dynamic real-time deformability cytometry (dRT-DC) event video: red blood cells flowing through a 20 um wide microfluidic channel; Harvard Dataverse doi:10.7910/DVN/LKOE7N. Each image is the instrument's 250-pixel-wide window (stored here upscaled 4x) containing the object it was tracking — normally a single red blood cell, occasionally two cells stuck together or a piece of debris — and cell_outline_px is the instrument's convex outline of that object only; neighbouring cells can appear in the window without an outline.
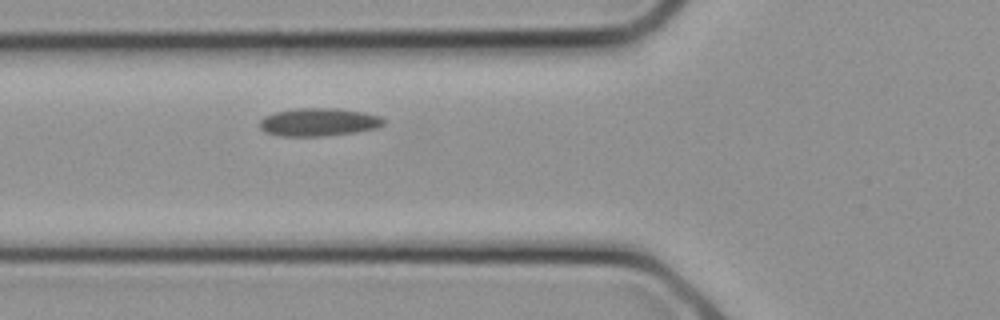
{"species": "common noctule bat (a hibernating species)", "species_latin": "Nyctalus noctula", "temperature_condition": "cold", "stored_images_in_passage": 4, "camera_frame_rate_fps": 3000, "um_per_image_px": 0.085, "animal": {"sex": "female", "body_mass_g": 21.9}, "frame": {"image": 1, "passage_image": 4, "time_ms": 1.0, "image_size_px": [1000, 320], "cell_outline_px": [[384, 124], [380, 128], [356, 132], [324, 136], [280, 136], [264, 132], [260, 128], [260, 120], [264, 116], [276, 112], [296, 108], [336, 108], [364, 112], [380, 116], [384, 120]], "centroid_in_image_um": [27.1, 10.38], "position_along_channel_um": 98.7, "area_um2": 20.4}}